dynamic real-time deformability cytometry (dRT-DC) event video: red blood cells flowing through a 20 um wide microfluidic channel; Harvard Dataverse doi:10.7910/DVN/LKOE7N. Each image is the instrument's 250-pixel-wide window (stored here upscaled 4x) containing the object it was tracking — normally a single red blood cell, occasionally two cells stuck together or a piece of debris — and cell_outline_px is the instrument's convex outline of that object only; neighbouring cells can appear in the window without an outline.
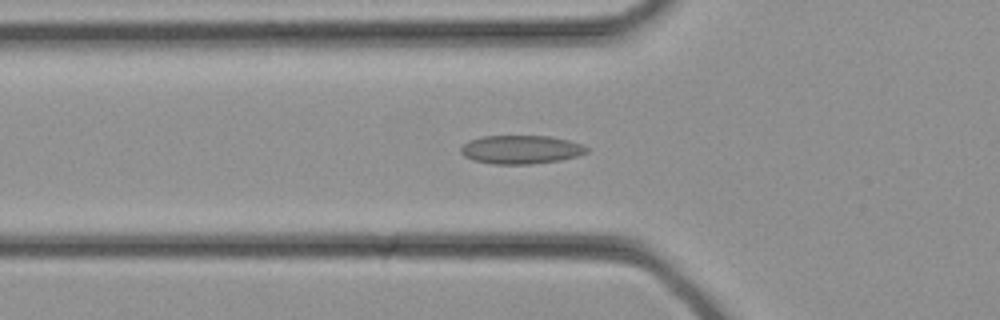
{"species": "common noctule bat (a hibernating species)", "species_latin": "Nyctalus noctula", "temperature_condition": "cold", "stored_images_in_passage": 33, "camera_frame_rate_fps": 3000, "um_per_image_px": 0.085, "animal": {"sex": "female", "body_mass_g": 21.9}, "frame": {"image": 1, "passage_image": 11, "time_ms": 3.333, "image_size_px": [1000, 320], "cell_outline_px": [[588, 152], [580, 156], [560, 160], [532, 164], [496, 164], [472, 160], [464, 156], [460, 152], [460, 148], [468, 140], [480, 136], [552, 136], [568, 140], [580, 144], [588, 148]], "centroid_in_image_um": [44.27, 12.71], "position_along_channel_um": 81.5, "area_um2": 21.1}}
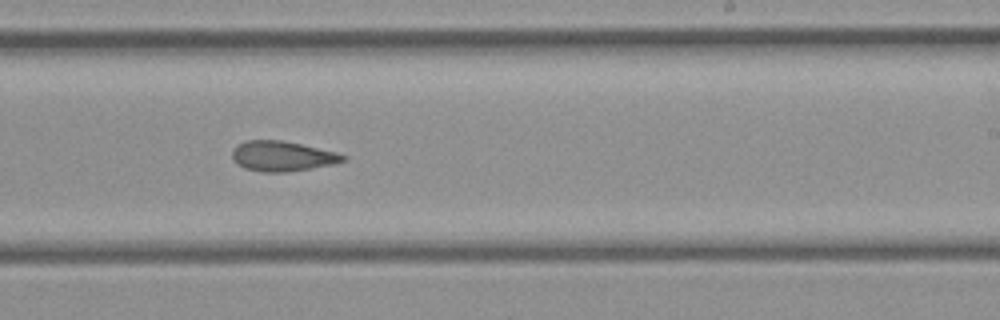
{"frame": {"image": 2, "passage_image": 20, "time_ms": 6.333, "image_size_px": [1000, 320], "cell_outline_px": [[348, 160], [332, 164], [312, 168], [284, 172], [260, 172], [244, 168], [232, 160], [232, 148], [236, 144], [244, 140], [280, 140], [300, 144], [336, 152], [348, 156]], "centroid_in_image_um": [23.96, 13.27], "position_along_channel_um": 265.0, "area_um2": 19.59}}
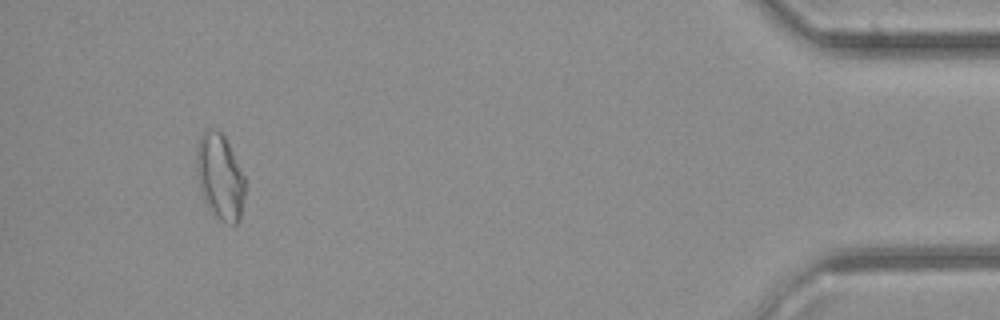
{"frame": {"image": 3, "passage_image": 31, "time_ms": 10.0, "image_size_px": [1000, 320], "cell_outline_px": [[244, 196], [240, 220], [236, 224], [228, 224], [216, 216], [208, 204], [200, 188], [196, 172], [196, 148], [200, 136], [208, 128], [216, 128], [224, 136], [244, 176]], "centroid_in_image_um": [18.69, 14.99], "position_along_channel_um": 416.5, "area_um2": 23.81}}